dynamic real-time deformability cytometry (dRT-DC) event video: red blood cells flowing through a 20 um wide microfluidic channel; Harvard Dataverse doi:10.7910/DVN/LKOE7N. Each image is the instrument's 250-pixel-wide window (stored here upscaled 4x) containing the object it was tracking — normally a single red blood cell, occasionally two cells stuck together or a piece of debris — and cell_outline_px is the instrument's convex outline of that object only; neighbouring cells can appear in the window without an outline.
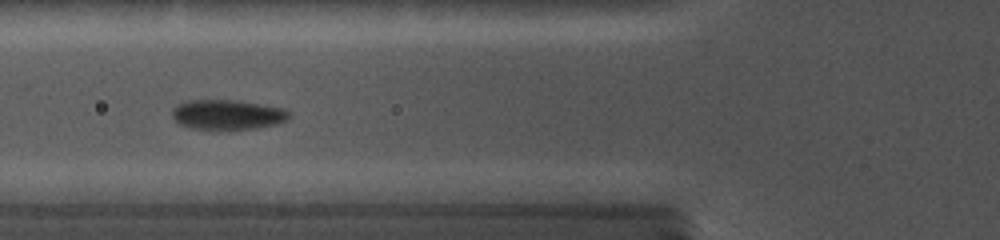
{"species": "common noctule bat (a hibernating species)", "species_latin": "Nyctalus noctula", "temperature_condition": "cold", "stored_images_in_passage": 31, "camera_frame_rate_fps": 5000, "um_per_image_px": 0.085, "animal": {"sex": "female", "body_mass_g": 19.0, "forearm_length_mm": 56.7}, "frame": {"image": 1, "passage_image": 14, "time_ms": 6.0, "image_size_px": [1000, 240], "cell_outline_px": [[288, 120], [280, 124], [256, 128], [188, 128], [176, 124], [172, 116], [172, 108], [188, 100], [232, 100], [284, 108], [288, 112]], "centroid_in_image_um": [19.3, 9.74], "position_along_channel_um": 106.5, "area_um2": 20.11}}
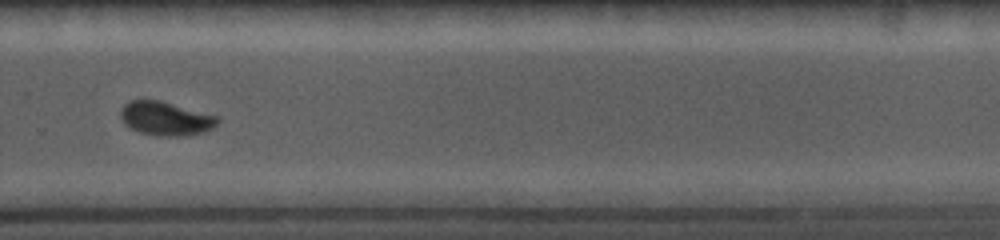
{"frame": {"image": 2, "passage_image": 25, "time_ms": 11.4, "image_size_px": [1000, 240], "cell_outline_px": [[220, 120], [212, 128], [204, 132], [184, 136], [156, 136], [140, 132], [128, 128], [124, 124], [120, 116], [120, 112], [124, 104], [132, 100], [160, 100], [220, 116]], "centroid_in_image_um": [14.09, 10.08], "position_along_channel_um": 315.7, "area_um2": 19.36}}
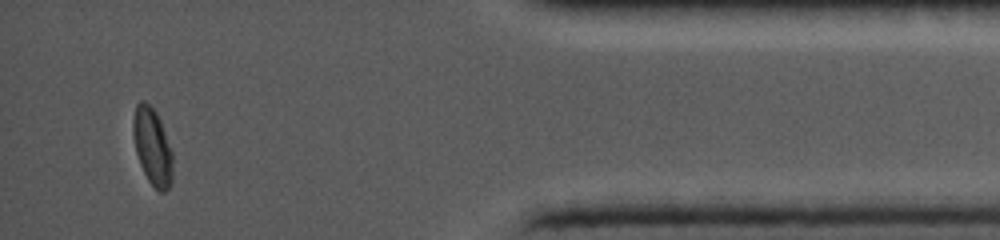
{"frame": {"image": 3, "passage_image": 30, "time_ms": 15.0, "image_size_px": [1000, 240], "cell_outline_px": [[172, 180], [168, 188], [164, 192], [160, 192], [148, 180], [140, 164], [136, 152], [132, 132], [132, 120], [136, 104], [140, 100], [144, 100], [156, 112], [160, 120], [172, 152]], "centroid_in_image_um": [12.93, 12.44], "position_along_channel_um": 422.3, "area_um2": 17.69}}